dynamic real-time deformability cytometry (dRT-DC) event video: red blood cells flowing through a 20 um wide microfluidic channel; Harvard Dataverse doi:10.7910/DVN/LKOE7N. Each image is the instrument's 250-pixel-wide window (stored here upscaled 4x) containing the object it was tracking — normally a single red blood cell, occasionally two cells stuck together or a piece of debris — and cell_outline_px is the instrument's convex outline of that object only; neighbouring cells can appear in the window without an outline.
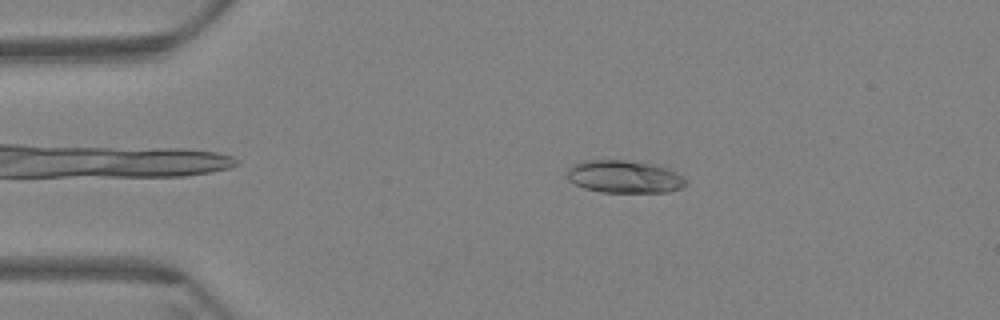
{"species": "Egyptian fruit bat (a non-hibernating species)", "species_latin": "Rousettus aegyptiacus", "temperature_condition": "warm", "stored_images_in_passage": 60, "camera_frame_rate_fps": 3000, "um_per_image_px": 0.085, "animal": {"sex": "female"}, "frame": {"image": 1, "passage_image": 12, "time_ms": 3.667, "image_size_px": [1000, 320], "cell_outline_px": [[688, 184], [680, 188], [668, 192], [600, 192], [584, 188], [568, 180], [568, 168], [572, 164], [584, 160], [624, 160], [648, 164], [664, 168], [676, 172], [684, 176]], "centroid_in_image_um": [53.05, 15.03], "position_along_channel_um": 32.0, "area_um2": 22.43}}
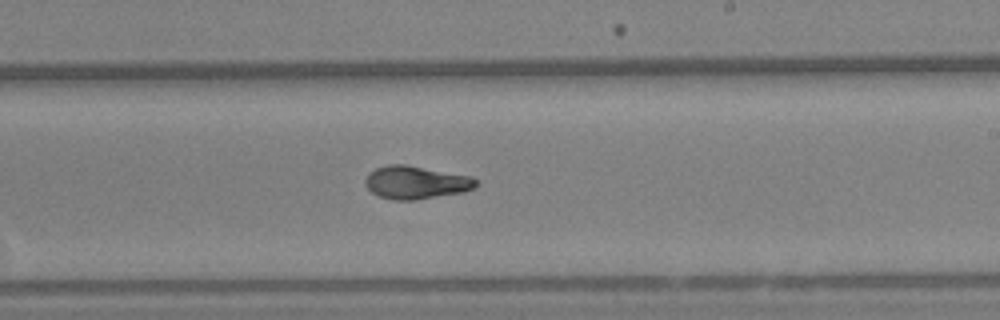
{"frame": {"image": 2, "passage_image": 36, "time_ms": 11.667, "image_size_px": [1000, 320], "cell_outline_px": [[476, 184], [472, 188], [464, 192], [416, 200], [392, 200], [380, 196], [372, 192], [364, 184], [364, 180], [368, 172], [376, 168], [388, 164], [404, 164], [472, 176], [476, 180]], "centroid_in_image_um": [35.32, 15.5], "position_along_channel_um": 253.7, "area_um2": 21.33}}
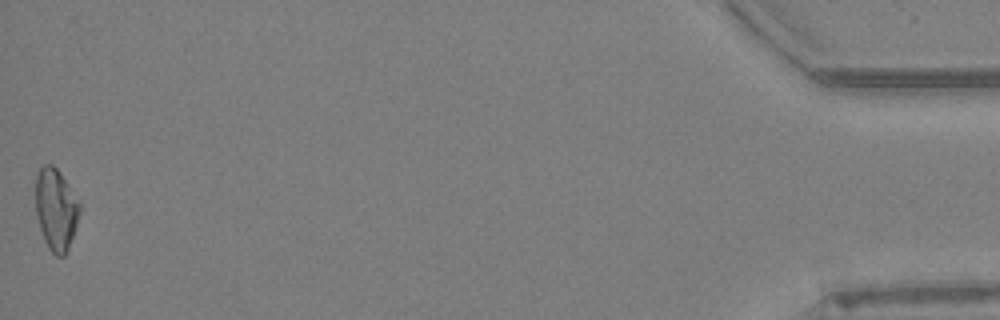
{"frame": {"image": 3, "passage_image": 60, "time_ms": 19.667, "image_size_px": [1000, 320], "cell_outline_px": [[80, 212], [68, 248], [64, 256], [56, 256], [48, 248], [44, 240], [40, 228], [36, 212], [36, 176], [40, 168], [44, 164], [52, 164], [56, 168], [80, 200]], "centroid_in_image_um": [4.75, 17.78], "position_along_channel_um": 430.4, "area_um2": 20.81}, "authors_computed_cell_mechanics": {"area_um2": 20.9236, "velocity_mm_per_s": 3.4089, "shape_relaxation_time_tau1_ms": 6.7193, "shape_relaxation_time_tau2_ms": 1.7999, "deformation_change_tau1": 0.2175, "deformation_change_tau2": 0.0706}}